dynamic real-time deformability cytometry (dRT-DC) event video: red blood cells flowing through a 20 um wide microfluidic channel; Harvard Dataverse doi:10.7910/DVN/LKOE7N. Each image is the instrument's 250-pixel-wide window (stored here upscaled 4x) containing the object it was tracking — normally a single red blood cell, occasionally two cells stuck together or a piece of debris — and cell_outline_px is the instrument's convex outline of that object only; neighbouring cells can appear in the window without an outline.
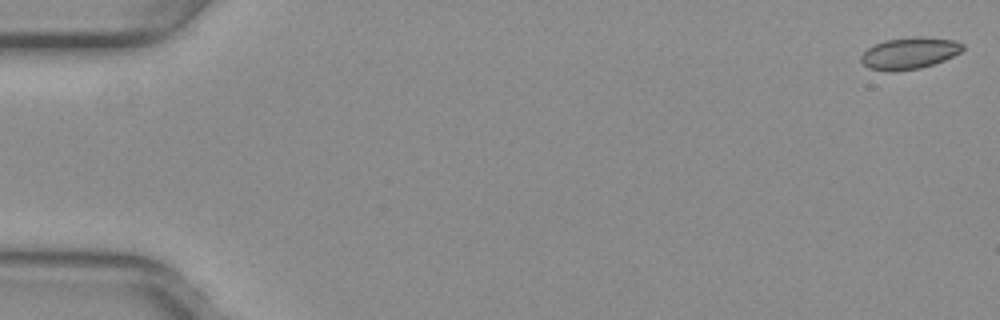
{"species": "common noctule bat (a hibernating species)", "species_latin": "Nyctalus noctula", "temperature_condition": "warm", "stored_images_in_passage": 53, "camera_frame_rate_fps": 3000, "um_per_image_px": 0.085, "animal": {"sex": "female", "body_mass_g": 29.2, "forearm_length_mm": 56.3}, "frame": {"image": 1, "passage_image": 1, "time_ms": 0.0, "image_size_px": [1000, 320], "cell_outline_px": [[964, 48], [960, 52], [944, 60], [920, 68], [892, 72], [888, 72], [868, 68], [860, 60], [860, 56], [868, 48], [884, 40], [912, 36], [924, 36], [956, 40], [964, 44]], "centroid_in_image_um": [77.3, 4.51], "position_along_channel_um": 7.7, "area_um2": 18.96}}
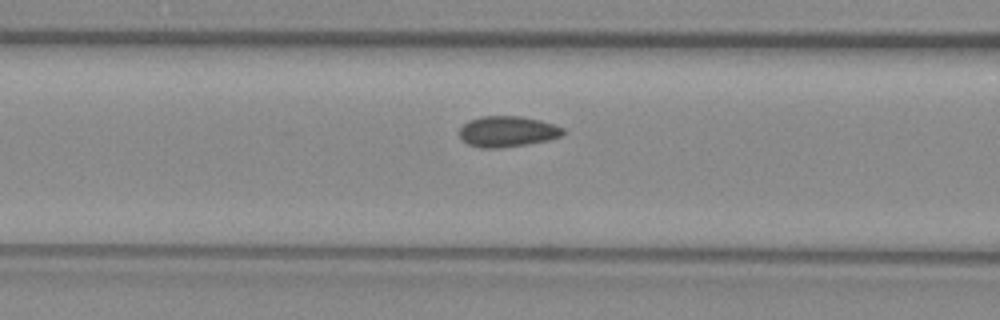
{"frame": {"image": 2, "passage_image": 22, "time_ms": 7.0, "image_size_px": [1000, 320], "cell_outline_px": [[564, 136], [548, 140], [500, 148], [480, 148], [468, 144], [460, 136], [460, 128], [468, 120], [480, 116], [520, 116], [540, 120], [564, 128]], "centroid_in_image_um": [43.13, 11.17], "position_along_channel_um": 123.5, "area_um2": 18.55}}
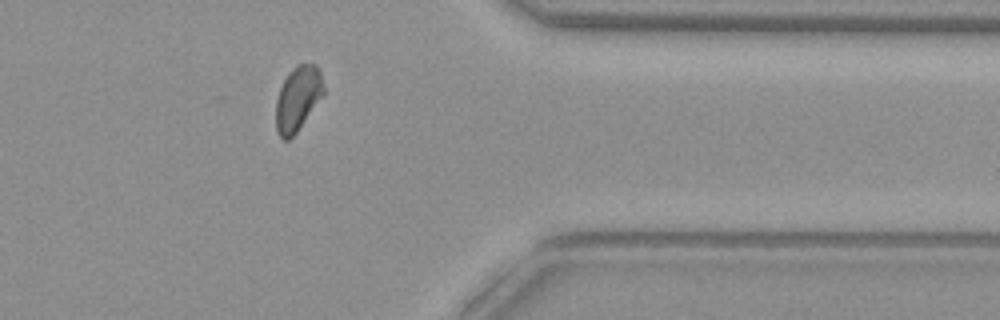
{"frame": {"image": 3, "passage_image": 43, "time_ms": 14.0, "image_size_px": [1000, 320], "cell_outline_px": [[324, 92], [296, 132], [288, 140], [284, 140], [280, 136], [276, 128], [276, 100], [280, 88], [284, 80], [292, 68], [300, 64], [316, 64], [320, 72], [324, 88]], "centroid_in_image_um": [25.29, 8.36], "position_along_channel_um": 386.1, "area_um2": 17.46}, "authors_computed_cell_mechanics": {"area_um2": 18.4382, "velocity_mm_per_s": 3.967, "shape_relaxation_time_tau1_ms": 6.2077, "shape_relaxation_time_tau2_ms": null, "deformation_change_tau1": 0.082, "deformation_change_tau2": null}}